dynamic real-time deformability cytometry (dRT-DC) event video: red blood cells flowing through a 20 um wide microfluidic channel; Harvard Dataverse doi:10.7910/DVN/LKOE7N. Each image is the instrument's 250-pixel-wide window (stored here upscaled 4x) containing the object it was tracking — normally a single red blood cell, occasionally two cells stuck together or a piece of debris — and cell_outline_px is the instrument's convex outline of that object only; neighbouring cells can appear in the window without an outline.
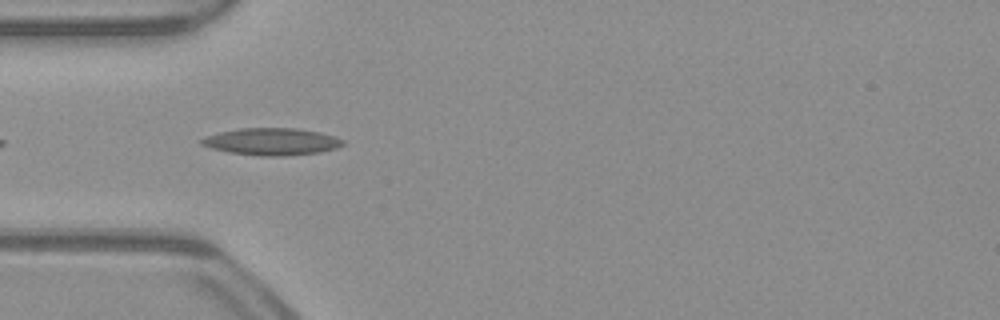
{"species": "common noctule bat (a hibernating species)", "species_latin": "Nyctalus noctula", "temperature_condition": "warm", "stored_images_in_passage": 40, "camera_frame_rate_fps": 3000, "um_per_image_px": 0.085, "animal": {"sex": "male", "body_mass_g": 23.1, "forearm_length_mm": 52.7}, "frame": {"image": 1, "passage_image": 4, "time_ms": 1.0, "image_size_px": [1000, 320], "cell_outline_px": [[344, 144], [336, 148], [320, 152], [284, 156], [260, 156], [228, 152], [212, 148], [200, 144], [200, 140], [204, 136], [220, 132], [240, 128], [300, 128], [320, 132], [336, 136], [344, 140]], "centroid_in_image_um": [23.11, 12.03], "position_along_channel_um": 61.9, "area_um2": 22.48}}
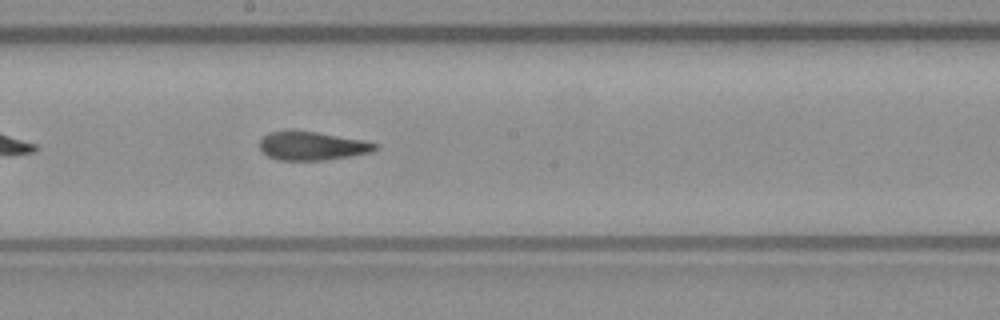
{"frame": {"image": 2, "passage_image": 16, "time_ms": 5.0, "image_size_px": [1000, 320], "cell_outline_px": [[380, 144], [372, 152], [324, 160], [276, 160], [268, 156], [260, 148], [260, 140], [268, 132], [284, 128], [292, 128], [364, 140]], "centroid_in_image_um": [26.48, 12.36], "position_along_channel_um": 221.7, "area_um2": 19.65}}
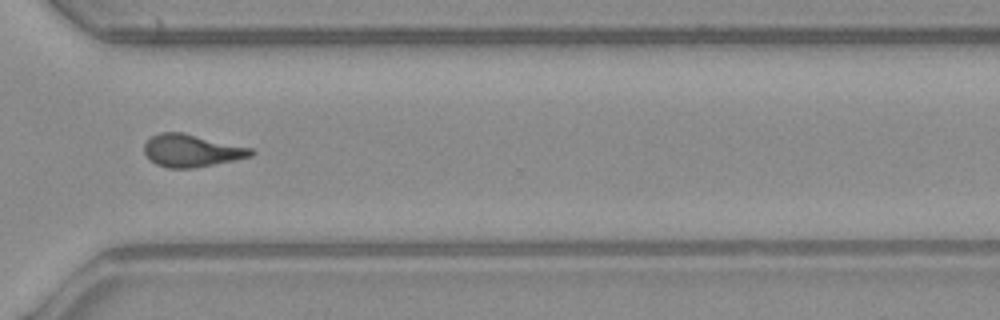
{"frame": {"image": 3, "passage_image": 26, "time_ms": 8.333, "image_size_px": [1000, 320], "cell_outline_px": [[256, 152], [252, 156], [236, 160], [192, 168], [168, 168], [156, 164], [144, 152], [144, 144], [152, 136], [160, 132], [184, 132], [252, 148]], "centroid_in_image_um": [16.32, 12.79], "position_along_channel_um": 354.3, "area_um2": 20.23}, "authors_computed_cell_mechanics": {"area_um2": 19.7098, "velocity_mm_per_s": 3.99, "shape_relaxation_time_tau1_ms": null, "shape_relaxation_time_tau2_ms": 2.5267, "deformation_change_tau1": null, "deformation_change_tau2": 0.1102}}